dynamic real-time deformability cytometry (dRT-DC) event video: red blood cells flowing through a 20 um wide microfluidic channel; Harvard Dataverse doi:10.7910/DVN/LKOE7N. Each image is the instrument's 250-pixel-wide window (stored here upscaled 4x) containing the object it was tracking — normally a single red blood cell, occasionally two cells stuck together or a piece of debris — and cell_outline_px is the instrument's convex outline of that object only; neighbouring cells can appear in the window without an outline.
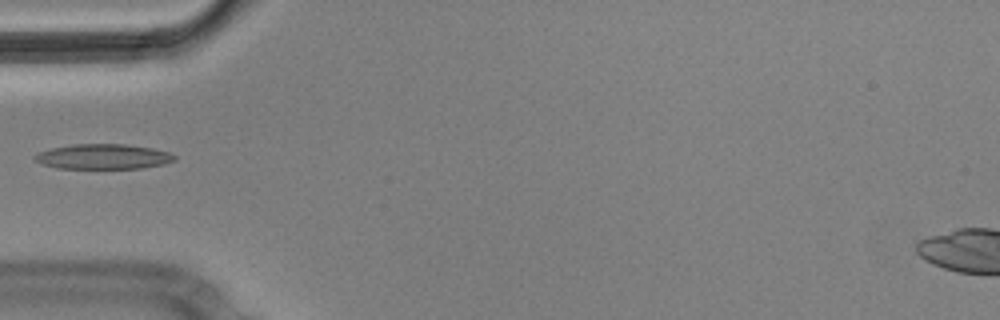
{"species": "Egyptian fruit bat (a non-hibernating species)", "species_latin": "Rousettus aegyptiacus", "temperature_condition": "cold", "stored_images_in_passage": 5, "camera_frame_rate_fps": 3000, "um_per_image_px": 0.085, "animal": {"sex": "male"}, "frame": {"image": 1, "passage_image": 4, "time_ms": 1.0, "image_size_px": [1000, 320], "cell_outline_px": [[176, 160], [164, 164], [144, 168], [56, 168], [40, 164], [32, 156], [36, 152], [52, 148], [72, 144], [124, 144], [152, 148], [168, 152], [176, 156]], "centroid_in_image_um": [8.74, 13.31], "position_along_channel_um": 76.3, "area_um2": 20.52}}